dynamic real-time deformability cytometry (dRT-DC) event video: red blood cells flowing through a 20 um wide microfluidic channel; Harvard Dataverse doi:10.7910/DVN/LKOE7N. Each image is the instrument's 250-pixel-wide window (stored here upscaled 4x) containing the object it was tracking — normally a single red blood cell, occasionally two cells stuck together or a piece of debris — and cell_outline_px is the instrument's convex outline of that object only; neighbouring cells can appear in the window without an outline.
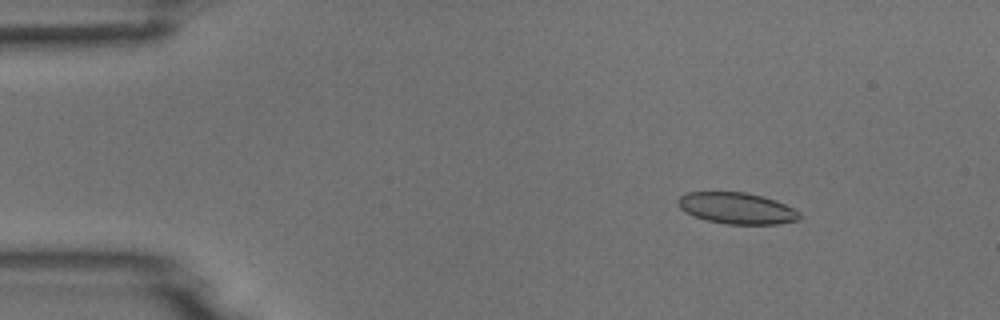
{"species": "common noctule bat (a hibernating species)", "species_latin": "Nyctalus noctula", "temperature_condition": "room temperature", "stored_images_in_passage": 5, "camera_frame_rate_fps": 3000, "um_per_image_px": 0.085, "animal": {"sex": "male", "body_mass_g": 18.8}, "frame": {"image": 1, "passage_image": 2, "time_ms": 1.333, "image_size_px": [1000, 320], "cell_outline_px": [[800, 220], [776, 224], [728, 224], [708, 220], [684, 212], [676, 204], [676, 200], [680, 196], [688, 192], [748, 192], [776, 200], [800, 212]], "centroid_in_image_um": [62.62, 17.69], "position_along_channel_um": 22.4, "area_um2": 22.2}}
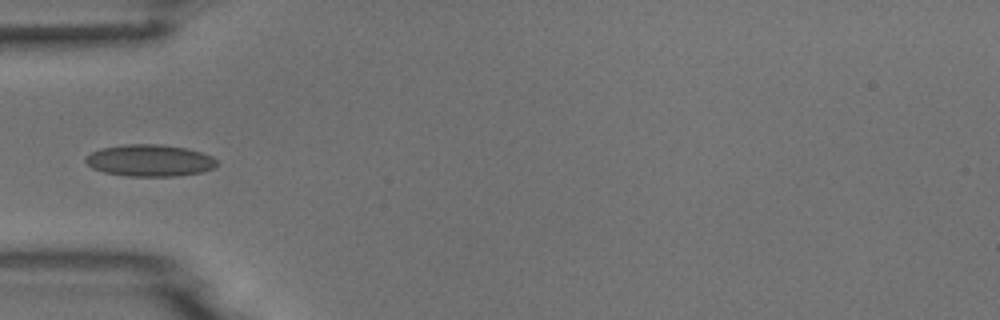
{"frame": {"image": 2, "passage_image": 5, "time_ms": 4.667, "image_size_px": [1000, 320], "cell_outline_px": [[220, 164], [216, 168], [200, 172], [176, 176], [128, 176], [104, 172], [92, 168], [84, 160], [92, 152], [100, 148], [124, 144], [160, 144], [188, 148], [212, 156]], "centroid_in_image_um": [12.76, 13.63], "position_along_channel_um": 72.2, "area_um2": 24.45}}